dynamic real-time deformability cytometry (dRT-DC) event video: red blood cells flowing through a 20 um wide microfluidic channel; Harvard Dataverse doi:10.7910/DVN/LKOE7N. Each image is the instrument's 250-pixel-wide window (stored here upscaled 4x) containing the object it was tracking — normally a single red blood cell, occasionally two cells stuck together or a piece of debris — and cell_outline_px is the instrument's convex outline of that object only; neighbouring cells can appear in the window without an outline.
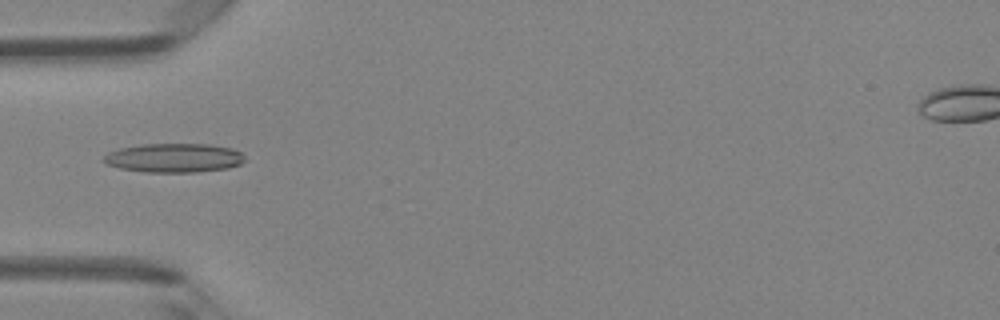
{"species": "Egyptian fruit bat (a non-hibernating species)", "species_latin": "Rousettus aegyptiacus", "temperature_condition": "room temperature", "stored_images_in_passage": 48, "camera_frame_rate_fps": 3000, "um_per_image_px": 0.085, "animal": {"sex": "female"}, "frame": {"image": 1, "passage_image": 16, "time_ms": 5.0, "image_size_px": [1000, 320], "cell_outline_px": [[244, 160], [240, 164], [228, 168], [196, 172], [144, 172], [120, 168], [108, 164], [100, 160], [108, 152], [120, 148], [140, 144], [208, 144], [232, 148], [240, 152], [244, 156]], "centroid_in_image_um": [14.77, 13.42], "position_along_channel_um": 70.2, "area_um2": 23.93}}
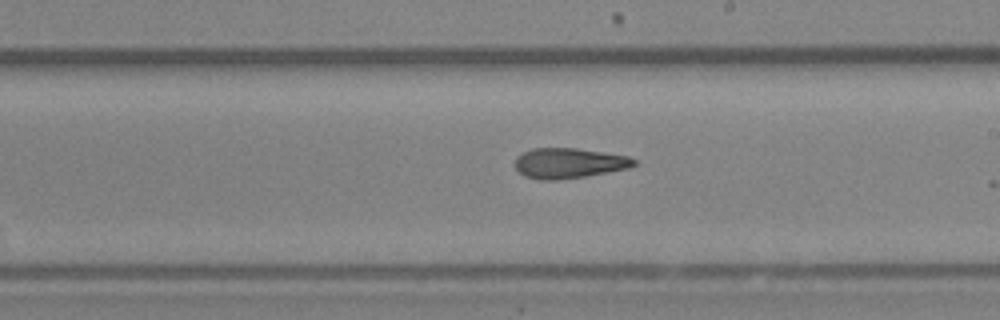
{"frame": {"image": 2, "passage_image": 28, "time_ms": 9.0, "image_size_px": [1000, 320], "cell_outline_px": [[636, 164], [632, 168], [588, 176], [556, 180], [540, 180], [524, 176], [516, 168], [516, 156], [532, 148], [576, 148], [628, 156], [636, 160]], "centroid_in_image_um": [48.39, 13.87], "position_along_channel_um": 240.6, "area_um2": 21.1}}
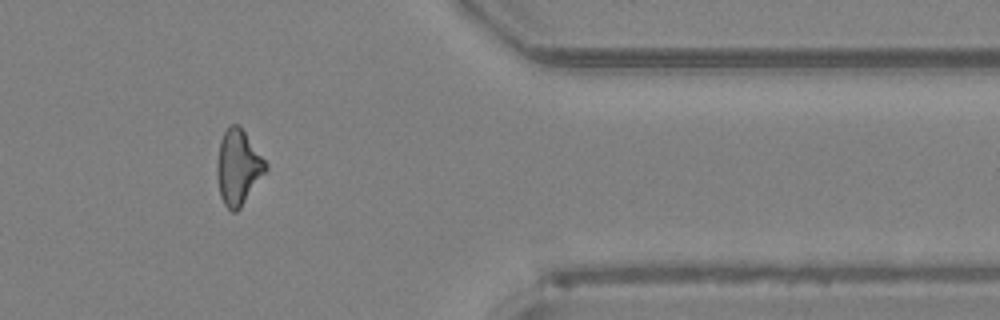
{"frame": {"image": 3, "passage_image": 40, "time_ms": 13.0, "image_size_px": [1000, 320], "cell_outline_px": [[268, 168], [240, 208], [236, 212], [232, 212], [224, 204], [220, 196], [216, 176], [216, 164], [220, 140], [224, 132], [232, 124], [240, 124], [268, 164]], "centroid_in_image_um": [20.23, 14.2], "position_along_channel_um": 391.2, "area_um2": 21.39}, "authors_computed_cell_mechanics": {"area_um2": 21.386, "velocity_mm_per_s": 4.2691, "shape_relaxation_time_tau1_ms": null, "shape_relaxation_time_tau2_ms": 4.1809, "deformation_change_tau1": null, "deformation_change_tau2": 0.147}}